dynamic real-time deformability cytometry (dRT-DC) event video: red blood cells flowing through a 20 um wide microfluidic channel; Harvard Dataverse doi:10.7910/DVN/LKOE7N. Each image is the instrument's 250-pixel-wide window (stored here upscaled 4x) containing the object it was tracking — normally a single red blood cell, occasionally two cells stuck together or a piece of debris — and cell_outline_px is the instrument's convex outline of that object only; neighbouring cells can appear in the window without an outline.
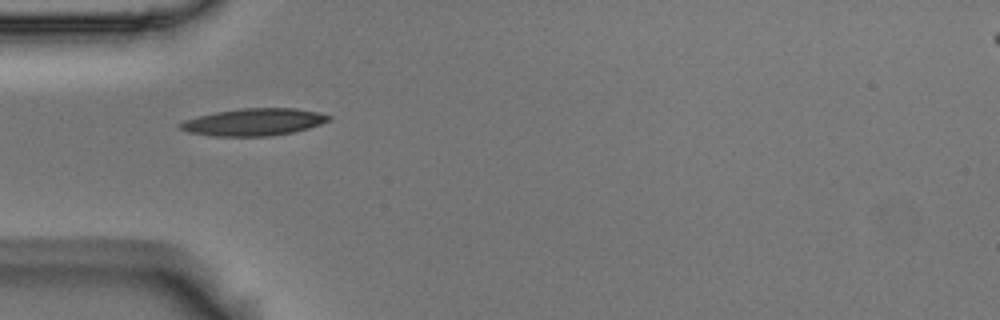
{"species": "Egyptian fruit bat (a non-hibernating species)", "species_latin": "Rousettus aegyptiacus", "temperature_condition": "room temperature", "stored_images_in_passage": 4, "camera_frame_rate_fps": 3000, "um_per_image_px": 0.085, "animal": {"sex": "male"}, "frame": {"image": 1, "passage_image": 1, "time_ms": 0.0, "image_size_px": [1000, 320], "cell_outline_px": [[332, 116], [328, 120], [320, 124], [308, 128], [292, 132], [268, 136], [212, 136], [188, 132], [180, 128], [180, 124], [184, 120], [196, 116], [216, 112], [240, 108], [296, 108], [316, 112]], "centroid_in_image_um": [21.54, 10.37], "position_along_channel_um": 63.5, "area_um2": 23.35}}
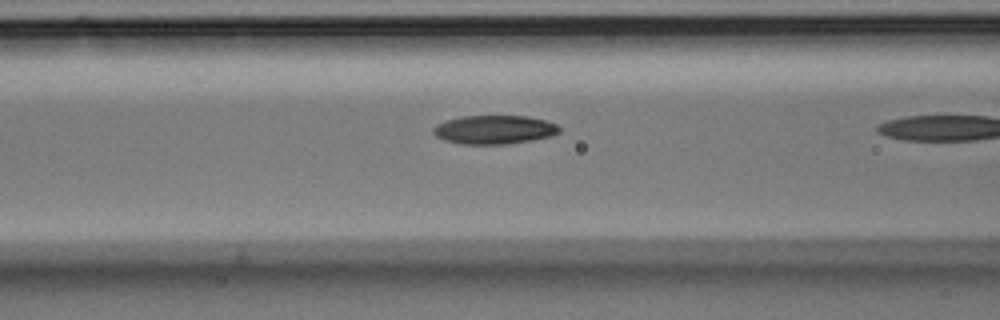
{"frame": {"image": 2, "passage_image": 3, "time_ms": 0.667, "image_size_px": [1000, 320], "cell_outline_px": [[560, 132], [552, 136], [532, 140], [504, 144], [460, 144], [444, 140], [436, 136], [432, 132], [432, 128], [436, 124], [460, 116], [528, 116], [544, 120], [556, 124], [560, 128]], "centroid_in_image_um": [42.0, 11.02], "position_along_channel_um": 124.6, "area_um2": 21.15}}